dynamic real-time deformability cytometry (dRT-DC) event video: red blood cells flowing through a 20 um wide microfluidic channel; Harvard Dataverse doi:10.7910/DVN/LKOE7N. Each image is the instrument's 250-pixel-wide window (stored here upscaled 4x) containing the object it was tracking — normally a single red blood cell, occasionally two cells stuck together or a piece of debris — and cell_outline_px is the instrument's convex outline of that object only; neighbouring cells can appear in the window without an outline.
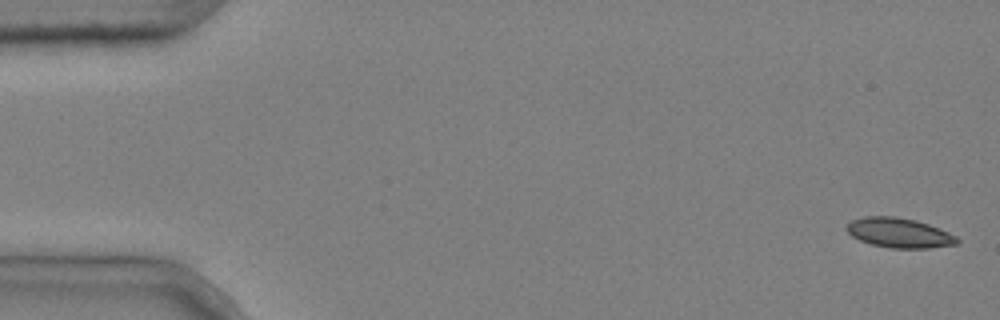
{"species": "common noctule bat (a hibernating species)", "species_latin": "Nyctalus noctula", "temperature_condition": "cold", "stored_images_in_passage": 5, "camera_frame_rate_fps": 3000, "um_per_image_px": 0.085, "animal": {"sex": "male", "body_mass_g": 20.4}, "frame": {"image": 1, "passage_image": 1, "time_ms": 0.0, "image_size_px": [1000, 320], "cell_outline_px": [[960, 240], [956, 244], [928, 248], [892, 248], [872, 244], [860, 240], [852, 236], [844, 228], [852, 220], [864, 216], [896, 216], [916, 220], [940, 228], [956, 236]], "centroid_in_image_um": [76.43, 19.78], "position_along_channel_um": 8.6, "area_um2": 19.13}}